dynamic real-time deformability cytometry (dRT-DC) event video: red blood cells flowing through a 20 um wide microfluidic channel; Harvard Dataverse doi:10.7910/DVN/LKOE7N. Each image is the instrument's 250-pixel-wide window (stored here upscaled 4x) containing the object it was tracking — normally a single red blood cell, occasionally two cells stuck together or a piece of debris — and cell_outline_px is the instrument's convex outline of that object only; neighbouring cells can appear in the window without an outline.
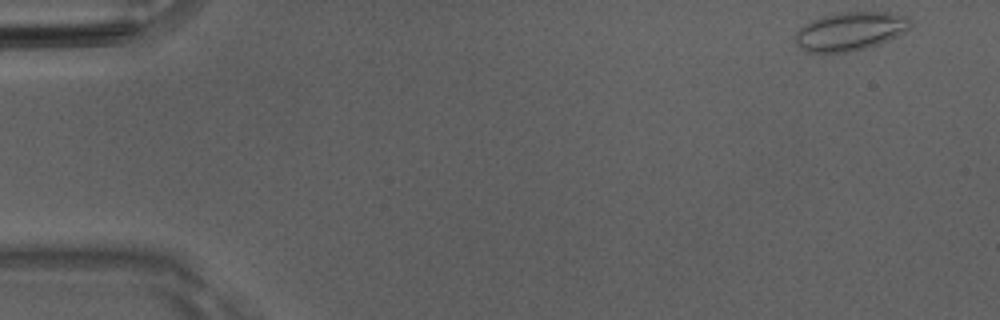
{"species": "Egyptian fruit bat (a non-hibernating species)", "species_latin": "Rousettus aegyptiacus", "temperature_condition": "room temperature", "stored_images_in_passage": 49, "camera_frame_rate_fps": 3000, "um_per_image_px": 0.085, "animal": {"sex": "male"}, "frame": {"image": 1, "passage_image": 1, "time_ms": 0.0, "image_size_px": [1000, 320], "cell_outline_px": [[912, 24], [904, 32], [888, 40], [864, 48], [848, 52], [808, 52], [800, 48], [796, 44], [796, 32], [804, 24], [812, 20], [824, 16], [840, 12], [888, 12], [908, 16], [912, 20]], "centroid_in_image_um": [72.28, 2.64], "position_along_channel_um": 12.7, "area_um2": 25.66}}
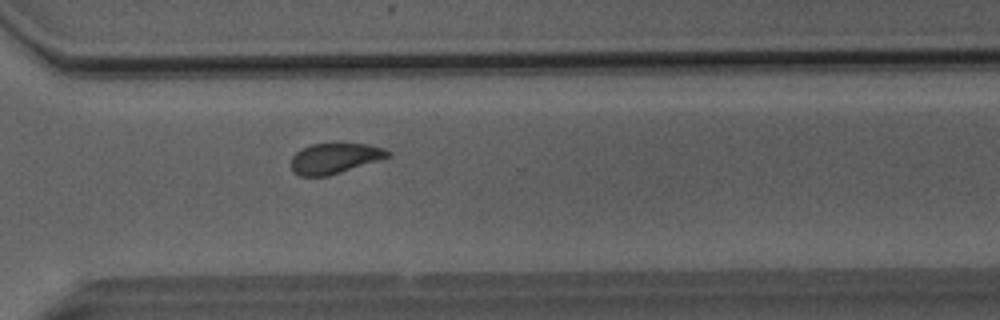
{"frame": {"image": 2, "passage_image": 35, "time_ms": 11.333, "image_size_px": [1000, 320], "cell_outline_px": [[392, 156], [328, 176], [300, 176], [292, 172], [292, 156], [300, 148], [312, 144], [332, 140], [336, 140], [368, 144], [384, 148], [392, 152]], "centroid_in_image_um": [28.47, 13.39], "position_along_channel_um": 342.1, "area_um2": 18.03}}
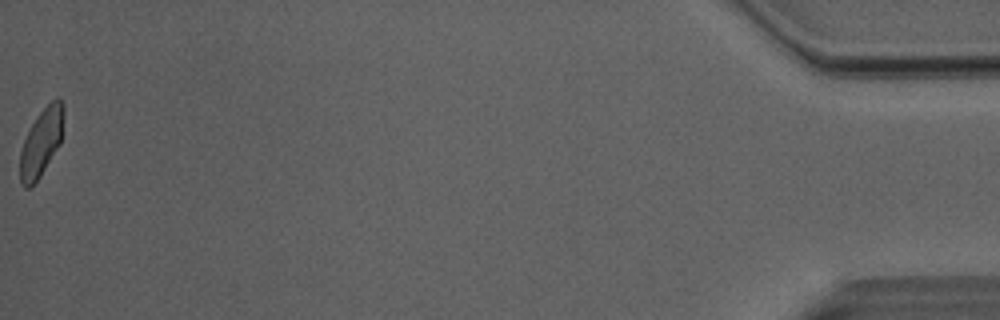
{"frame": {"image": 3, "passage_image": 49, "time_ms": 16.0, "image_size_px": [1000, 320], "cell_outline_px": [[64, 116], [60, 144], [40, 176], [28, 188], [24, 188], [20, 184], [20, 152], [24, 140], [36, 116], [56, 96], [64, 104]], "centroid_in_image_um": [3.52, 12.08], "position_along_channel_um": 431.7, "area_um2": 17.05}, "authors_computed_cell_mechanics": {"area_um2": 18.2648, "velocity_mm_per_s": 4.0607, "shape_relaxation_time_tau1_ms": 5.6884, "shape_relaxation_time_tau2_ms": null, "deformation_change_tau1": 0.1273, "deformation_change_tau2": null}}